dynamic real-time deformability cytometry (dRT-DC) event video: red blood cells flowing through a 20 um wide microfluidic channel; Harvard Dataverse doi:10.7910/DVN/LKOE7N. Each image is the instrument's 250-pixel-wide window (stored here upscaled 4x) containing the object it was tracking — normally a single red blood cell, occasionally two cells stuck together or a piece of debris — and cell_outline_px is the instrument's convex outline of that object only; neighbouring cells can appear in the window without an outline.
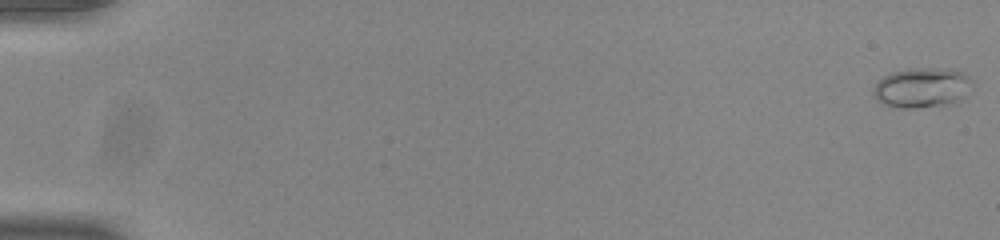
{"species": "common noctule bat (a hibernating species)", "species_latin": "Nyctalus noctula", "temperature_condition": "room temperature", "stored_images_in_passage": 54, "camera_frame_rate_fps": 3000, "um_per_image_px": 0.085, "animal": {"sex": "male", "body_mass_g": 20.0, "forearm_length_mm": 53.3}, "frame": {"image": 1, "passage_image": 1, "time_ms": 0.0, "image_size_px": [1000, 240], "cell_outline_px": [[972, 80], [968, 96], [956, 104], [916, 108], [896, 108], [884, 104], [876, 100], [872, 88], [884, 76], [892, 72], [912, 68], [952, 68], [964, 72]], "centroid_in_image_um": [78.43, 7.46], "position_along_channel_um": 6.6, "area_um2": 23.64}}
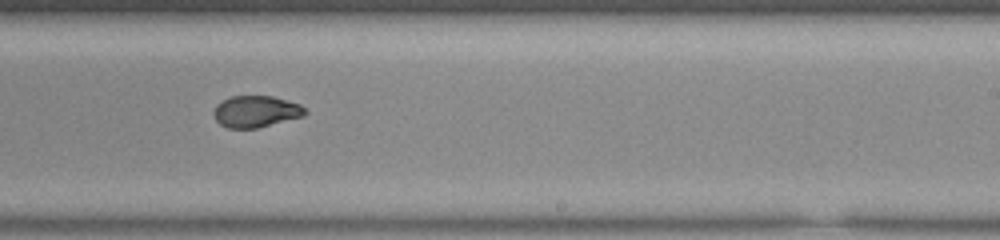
{"frame": {"image": 2, "passage_image": 35, "time_ms": 11.333, "image_size_px": [1000, 240], "cell_outline_px": [[308, 112], [304, 116], [256, 128], [228, 128], [220, 124], [216, 120], [212, 112], [216, 104], [220, 100], [232, 96], [272, 96], [300, 104]], "centroid_in_image_um": [21.72, 9.47], "position_along_channel_um": 267.3, "area_um2": 16.88}}
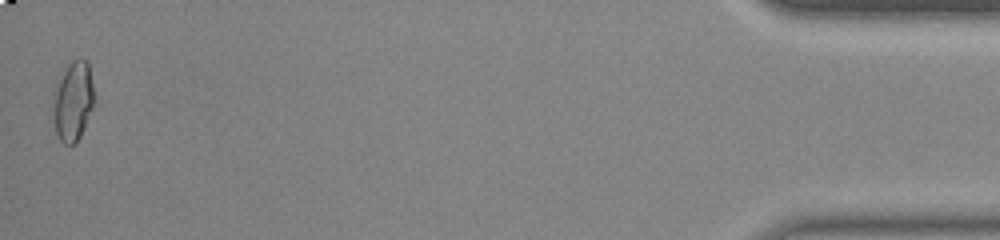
{"frame": {"image": 3, "passage_image": 54, "time_ms": 17.667, "image_size_px": [1000, 240], "cell_outline_px": [[96, 96], [92, 108], [80, 136], [76, 144], [64, 144], [60, 140], [56, 132], [52, 92], [68, 64], [72, 60], [88, 60]], "centroid_in_image_um": [6.23, 8.58], "position_along_channel_um": 429.0, "area_um2": 19.07}, "authors_computed_cell_mechanics": {"area_um2": 17.7446, "velocity_mm_per_s": 3.8972, "shape_relaxation_time_tau1_ms": null, "shape_relaxation_time_tau2_ms": 1.5073, "deformation_change_tau1": null, "deformation_change_tau2": 0.0578}}